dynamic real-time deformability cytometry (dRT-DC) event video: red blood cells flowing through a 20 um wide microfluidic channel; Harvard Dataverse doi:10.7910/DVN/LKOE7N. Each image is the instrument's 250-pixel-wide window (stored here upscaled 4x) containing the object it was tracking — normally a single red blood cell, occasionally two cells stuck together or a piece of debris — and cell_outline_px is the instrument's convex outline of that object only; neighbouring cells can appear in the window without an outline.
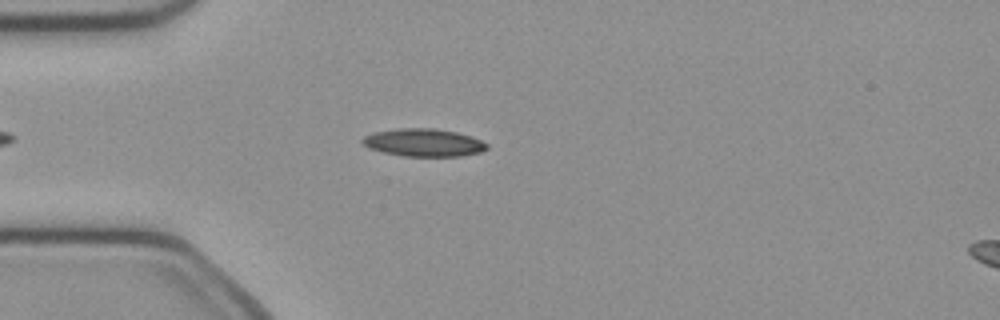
{"species": "common noctule bat (a hibernating species)", "species_latin": "Nyctalus noctula", "temperature_condition": "cold", "stored_images_in_passage": 42, "camera_frame_rate_fps": 3000, "um_per_image_px": 0.085, "animal": {"sex": "female", "body_mass_g": 21.9}, "frame": {"image": 1, "passage_image": 8, "time_ms": 2.333, "image_size_px": [1000, 320], "cell_outline_px": [[488, 148], [480, 152], [460, 156], [404, 156], [384, 152], [368, 148], [360, 140], [364, 136], [372, 132], [396, 128], [436, 128], [456, 132], [472, 136], [488, 144]], "centroid_in_image_um": [35.99, 12.11], "position_along_channel_um": 49.0, "area_um2": 20.23}}
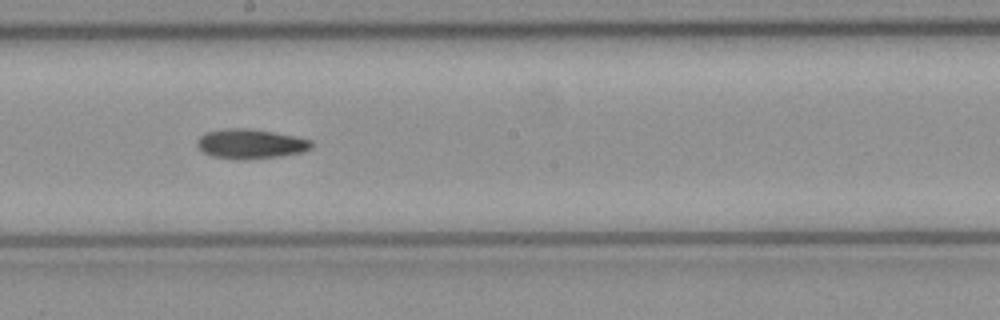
{"frame": {"image": 2, "passage_image": 22, "time_ms": 7.0, "image_size_px": [1000, 320], "cell_outline_px": [[312, 148], [304, 152], [280, 156], [244, 160], [236, 160], [212, 156], [204, 152], [196, 144], [196, 140], [204, 132], [224, 128], [244, 128], [272, 132], [296, 136], [312, 140]], "centroid_in_image_um": [21.29, 12.23], "position_along_channel_um": 226.9, "area_um2": 19.94}}
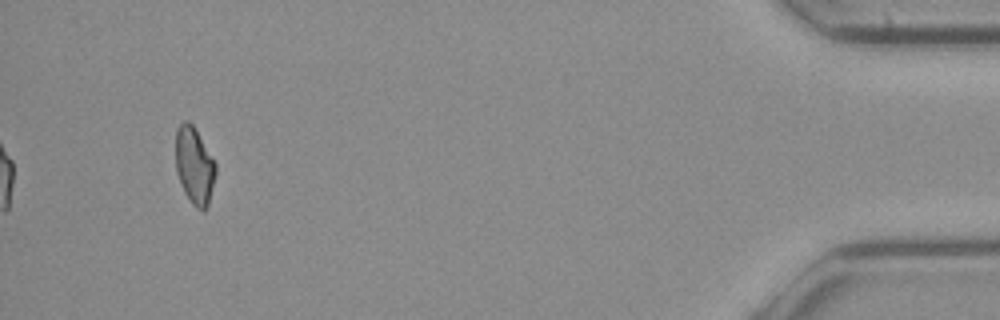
{"frame": {"image": 3, "passage_image": 42, "time_ms": 13.667, "image_size_px": [1000, 320], "cell_outline_px": [[216, 172], [208, 204], [204, 212], [196, 208], [192, 204], [184, 192], [180, 184], [176, 172], [176, 128], [184, 120], [188, 120], [192, 124], [216, 164]], "centroid_in_image_um": [16.5, 14.1], "position_along_channel_um": 418.7, "area_um2": 17.86}}